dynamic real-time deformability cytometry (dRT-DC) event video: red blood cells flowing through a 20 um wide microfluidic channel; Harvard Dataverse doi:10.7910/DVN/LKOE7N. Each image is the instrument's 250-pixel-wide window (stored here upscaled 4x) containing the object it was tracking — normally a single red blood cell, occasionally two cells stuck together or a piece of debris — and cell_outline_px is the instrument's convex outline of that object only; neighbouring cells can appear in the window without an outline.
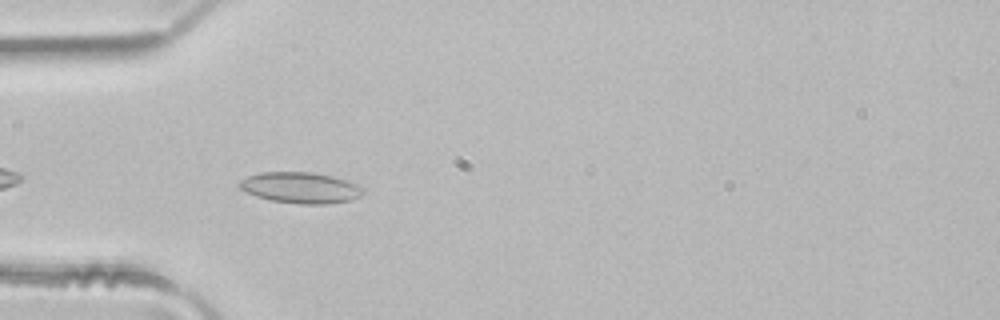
{"species": "common noctule bat (a hibernating species)", "species_latin": "Nyctalus noctula", "temperature_condition": "room temperature", "stored_images_in_passage": 28, "camera_frame_rate_fps": 3000, "um_per_image_px": 0.085, "animal": {"sex": "male", "body_mass_g": 21.5, "forearm_length_mm": 52.0}, "frame": {"image": 1, "passage_image": 3, "time_ms": 0.667, "image_size_px": [1000, 320], "cell_outline_px": [[364, 192], [360, 196], [348, 200], [328, 204], [300, 204], [272, 200], [256, 196], [240, 188], [236, 184], [240, 180], [248, 176], [260, 172], [312, 172], [332, 176], [360, 184], [364, 188]], "centroid_in_image_um": [25.56, 15.94], "position_along_channel_um": 59.4, "area_um2": 22.37}}
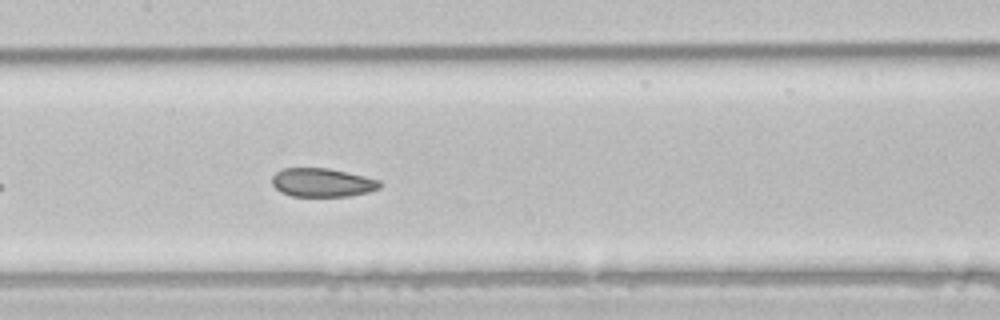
{"frame": {"image": 2, "passage_image": 12, "time_ms": 3.667, "image_size_px": [1000, 320], "cell_outline_px": [[380, 188], [368, 192], [348, 196], [292, 196], [280, 192], [272, 184], [272, 176], [276, 172], [284, 168], [328, 168], [364, 176], [380, 180]], "centroid_in_image_um": [27.37, 15.51], "position_along_channel_um": 180.0, "area_um2": 17.92}}
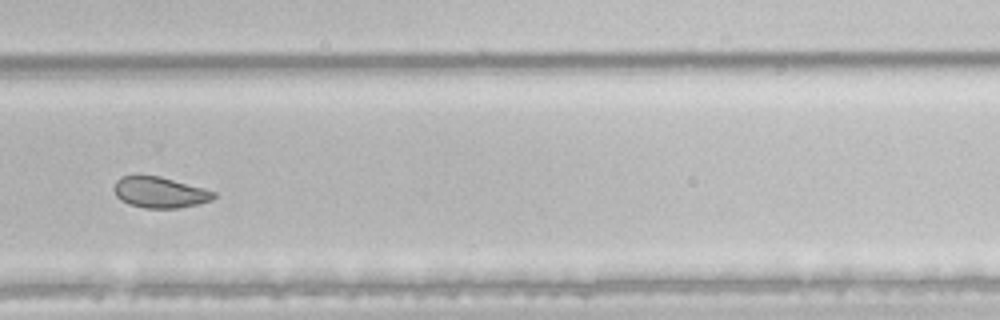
{"frame": {"image": 3, "passage_image": 22, "time_ms": 7.0, "image_size_px": [1000, 320], "cell_outline_px": [[216, 196], [212, 200], [180, 208], [144, 208], [128, 204], [120, 200], [116, 196], [112, 188], [116, 180], [120, 176], [160, 176], [204, 188], [216, 192]], "centroid_in_image_um": [13.56, 16.35], "position_along_channel_um": 316.2, "area_um2": 18.09}, "authors_computed_cell_mechanics": {"area_um2": 19.0451, "velocity_mm_per_s": 4.1101, "shape_relaxation_time_tau1_ms": null, "shape_relaxation_time_tau2_ms": 2.2372, "deformation_change_tau1": null, "deformation_change_tau2": 0.0644}}